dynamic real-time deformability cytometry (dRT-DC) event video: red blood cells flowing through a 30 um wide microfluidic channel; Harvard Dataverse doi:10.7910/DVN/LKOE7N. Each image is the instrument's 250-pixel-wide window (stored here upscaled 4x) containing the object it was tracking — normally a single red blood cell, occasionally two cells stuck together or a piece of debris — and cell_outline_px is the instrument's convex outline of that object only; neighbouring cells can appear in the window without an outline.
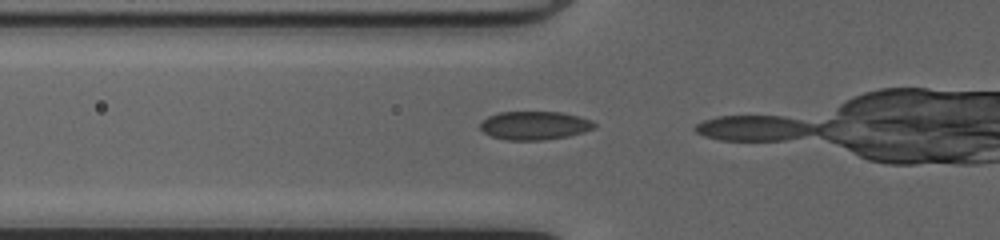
{"species": "common noctule bat (a hibernating species)", "species_latin": "Nyctalus noctula", "temperature_condition": "cold", "stored_images_in_passage": 3, "camera_frame_rate_fps": 3000, "um_per_image_px": 0.085, "animal": {"sex": "female", "body_mass_g": 20.0, "forearm_length_mm": 54.0}, "frame": {"image": 1, "passage_image": 2, "time_ms": 0.333, "image_size_px": [1000, 240], "cell_outline_px": [[596, 128], [584, 132], [568, 136], [544, 140], [504, 140], [492, 136], [484, 132], [480, 128], [480, 124], [488, 116], [500, 112], [564, 112], [580, 116], [592, 120], [596, 124]], "centroid_in_image_um": [45.48, 10.66], "position_along_channel_um": 80.3, "area_um2": 19.07}}